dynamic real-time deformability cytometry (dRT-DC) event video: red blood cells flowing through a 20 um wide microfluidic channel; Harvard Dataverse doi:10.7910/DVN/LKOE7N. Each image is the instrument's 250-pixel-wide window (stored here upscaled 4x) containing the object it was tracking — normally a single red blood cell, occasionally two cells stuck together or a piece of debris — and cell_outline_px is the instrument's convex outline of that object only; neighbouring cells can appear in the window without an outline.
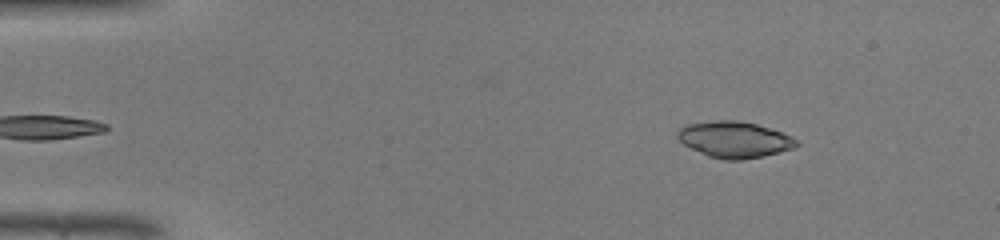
{"species": "common noctule bat (a hibernating species)", "species_latin": "Nyctalus noctula", "temperature_condition": "warm", "stored_images_in_passage": 42, "camera_frame_rate_fps": 3000, "um_per_image_px": 0.085, "animal": {"sex": "male", "body_mass_g": 19.0, "forearm_length_mm": 50.8}, "frame": {"image": 1, "passage_image": 2, "time_ms": 0.333, "image_size_px": [1000, 240], "cell_outline_px": [[800, 144], [796, 148], [764, 156], [744, 160], [724, 160], [708, 156], [684, 144], [676, 136], [676, 132], [684, 124], [712, 120], [736, 120], [756, 124], [772, 128], [792, 136]], "centroid_in_image_um": [62.45, 11.86], "position_along_channel_um": 22.6, "area_um2": 25.43}}
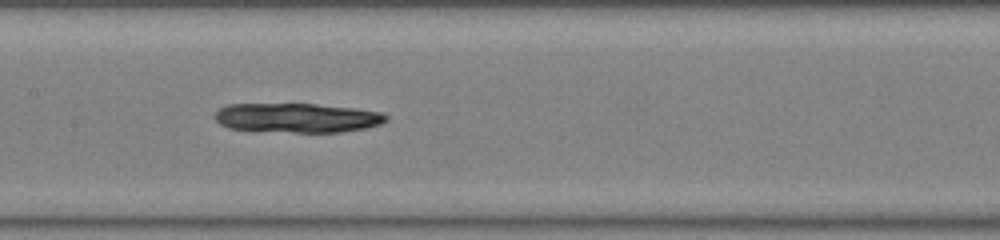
{"frame": {"image": 2, "passage_image": 19, "time_ms": 6.0, "image_size_px": [1000, 240], "cell_outline_px": [[388, 120], [380, 124], [368, 128], [340, 132], [296, 132], [228, 128], [220, 124], [216, 120], [216, 112], [220, 108], [228, 104], [316, 104], [352, 108], [380, 112], [388, 116]], "centroid_in_image_um": [25.29, 10.01], "position_along_channel_um": 182.1, "area_um2": 29.07}}
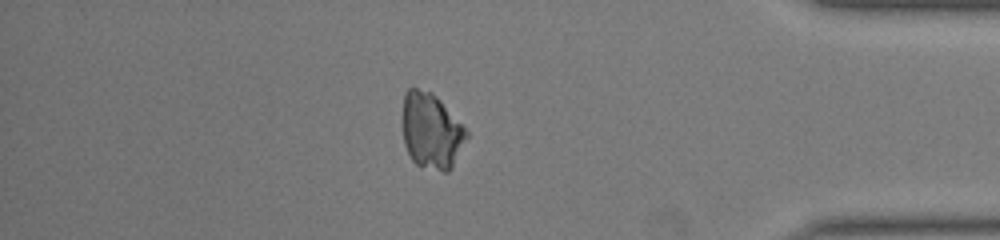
{"frame": {"image": 3, "passage_image": 36, "time_ms": 11.667, "image_size_px": [1000, 240], "cell_outline_px": [[468, 136], [452, 168], [448, 172], [444, 172], [416, 164], [412, 160], [404, 144], [404, 96], [408, 88], [416, 88], [432, 92], [440, 100], [468, 132]], "centroid_in_image_um": [36.68, 11.15], "position_along_channel_um": 398.5, "area_um2": 27.74}}